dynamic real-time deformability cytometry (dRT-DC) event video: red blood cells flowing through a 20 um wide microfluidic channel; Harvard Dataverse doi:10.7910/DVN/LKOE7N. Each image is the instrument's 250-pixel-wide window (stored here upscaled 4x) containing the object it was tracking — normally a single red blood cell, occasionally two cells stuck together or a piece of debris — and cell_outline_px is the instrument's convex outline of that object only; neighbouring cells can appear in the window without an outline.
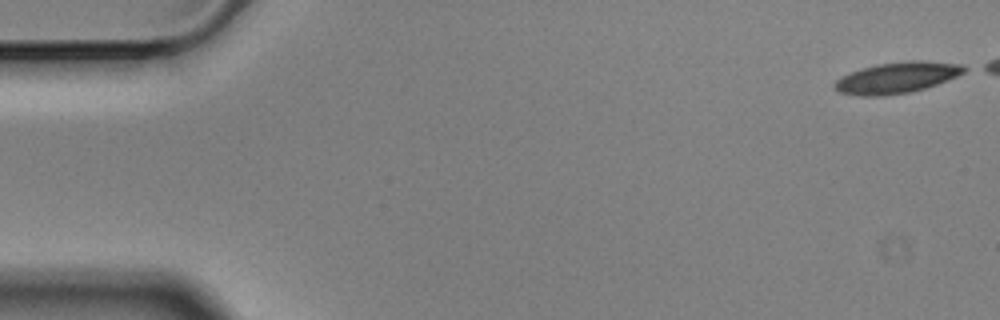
{"species": "Egyptian fruit bat (a non-hibernating species)", "species_latin": "Rousettus aegyptiacus", "temperature_condition": "cold", "stored_images_in_passage": 50, "camera_frame_rate_fps": 3000, "um_per_image_px": 0.085, "animal": {"sex": "male"}, "frame": {"image": 1, "passage_image": 1, "time_ms": 0.0, "image_size_px": [1000, 320], "cell_outline_px": [[972, 68], [956, 76], [936, 84], [912, 92], [884, 96], [860, 96], [840, 92], [832, 84], [840, 76], [860, 68], [876, 64], [908, 60], [920, 60], [964, 64]], "centroid_in_image_um": [76.25, 6.58], "position_along_channel_um": 8.7, "area_um2": 23.76}}
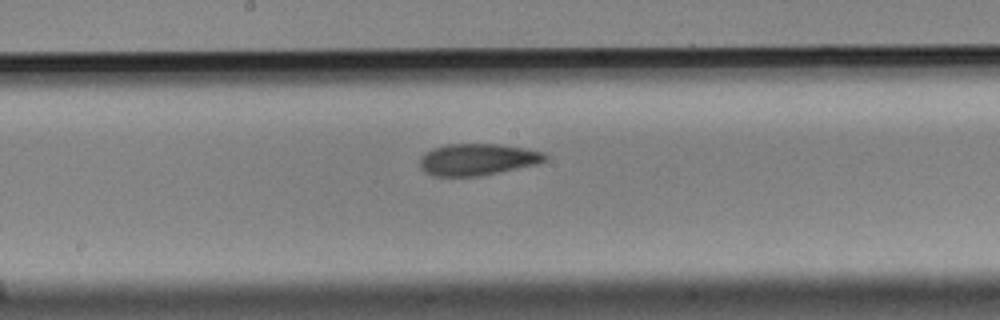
{"frame": {"image": 2, "passage_image": 29, "time_ms": 9.333, "image_size_px": [1000, 320], "cell_outline_px": [[548, 160], [536, 164], [480, 176], [432, 176], [424, 172], [420, 168], [420, 156], [432, 148], [448, 144], [496, 144], [524, 148], [544, 152], [548, 156]], "centroid_in_image_um": [40.56, 13.56], "position_along_channel_um": 207.6, "area_um2": 23.18}}
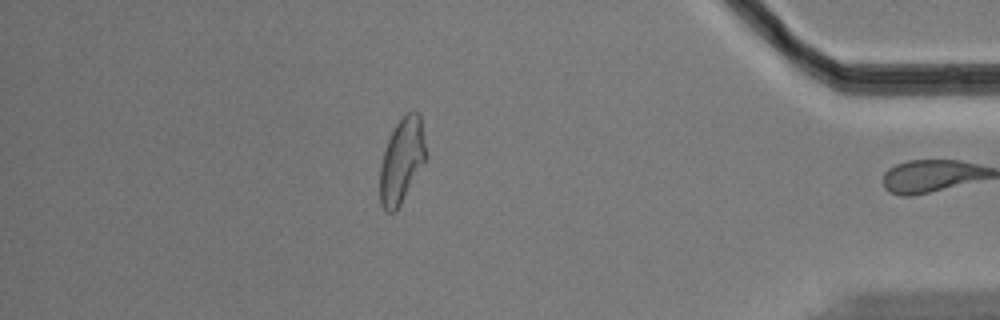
{"frame": {"image": 3, "passage_image": 49, "time_ms": 16.0, "image_size_px": [1000, 320], "cell_outline_px": [[428, 156], [424, 164], [396, 212], [384, 212], [380, 204], [380, 164], [388, 140], [396, 124], [412, 108], [420, 112]], "centroid_in_image_um": [34.18, 13.65], "position_along_channel_um": 401.0, "area_um2": 23.12}, "authors_computed_cell_mechanics": {"area_um2": 23.2067, "velocity_mm_per_s": 3.5115, "shape_relaxation_time_tau1_ms": 5.8764, "shape_relaxation_time_tau2_ms": 3.4903, "deformation_change_tau1": 0.1626, "deformation_change_tau2": 0.1048}}